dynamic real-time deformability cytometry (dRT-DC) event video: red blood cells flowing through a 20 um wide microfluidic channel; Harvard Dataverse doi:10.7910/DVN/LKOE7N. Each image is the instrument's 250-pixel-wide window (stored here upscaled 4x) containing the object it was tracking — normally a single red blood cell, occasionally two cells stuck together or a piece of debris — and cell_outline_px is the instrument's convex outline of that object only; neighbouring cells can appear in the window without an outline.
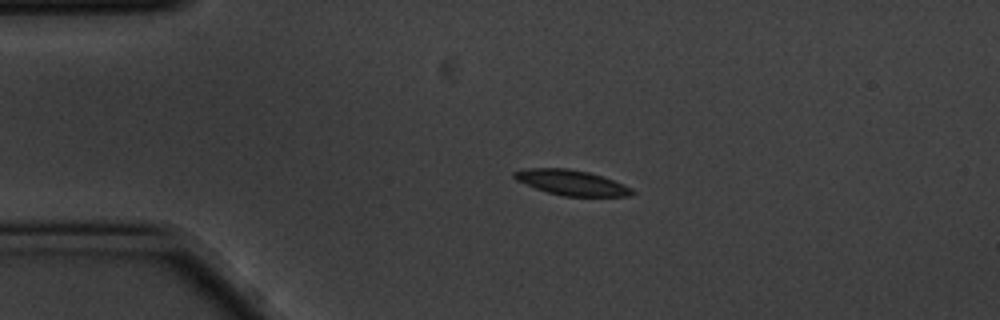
{"species": "common noctule bat (a hibernating species)", "species_latin": "Nyctalus noctula", "temperature_condition": "cold", "stored_images_in_passage": 3, "camera_frame_rate_fps": 3000, "um_per_image_px": 0.085, "animal": {"sex": "male", "body_mass_g": 20.1, "forearm_length_mm": 53.5}, "frame": {"image": 1, "passage_image": 2, "time_ms": 0.333, "image_size_px": [1000, 320], "cell_outline_px": [[636, 192], [632, 196], [564, 196], [548, 192], [536, 188], [516, 180], [512, 176], [512, 172], [528, 168], [568, 168], [588, 172], [612, 180], [632, 188]], "centroid_in_image_um": [48.57, 15.52], "position_along_channel_um": 36.4, "area_um2": 17.17}}